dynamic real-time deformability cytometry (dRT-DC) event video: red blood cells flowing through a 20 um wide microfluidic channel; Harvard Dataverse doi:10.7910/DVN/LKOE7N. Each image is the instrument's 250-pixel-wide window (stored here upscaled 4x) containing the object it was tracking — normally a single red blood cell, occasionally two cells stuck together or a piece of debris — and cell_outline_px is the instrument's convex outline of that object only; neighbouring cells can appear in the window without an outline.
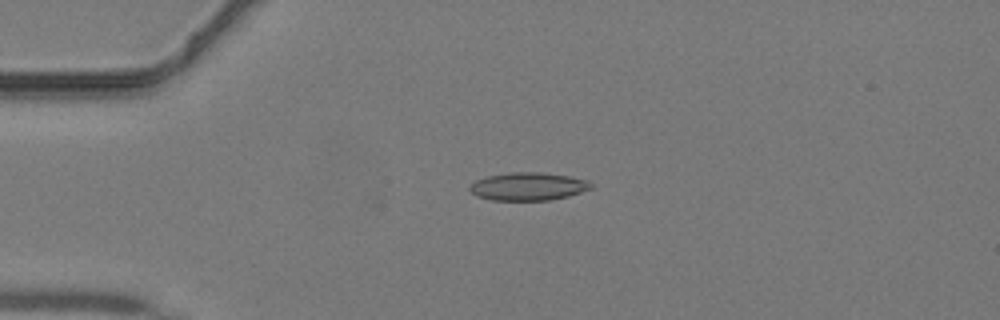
{"species": "common noctule bat (a hibernating species)", "species_latin": "Nyctalus noctula", "temperature_condition": "warm", "stored_images_in_passage": 42, "camera_frame_rate_fps": 3000, "um_per_image_px": 0.085, "animal": {"sex": "male", "body_mass_g": 19.2, "forearm_length_mm": 51.8}, "frame": {"image": 1, "passage_image": 9, "time_ms": 2.667, "image_size_px": [1000, 320], "cell_outline_px": [[592, 188], [568, 196], [548, 200], [492, 200], [476, 196], [468, 188], [476, 180], [488, 176], [508, 172], [540, 172], [568, 176], [588, 180], [592, 184]], "centroid_in_image_um": [44.88, 15.84], "position_along_channel_um": 40.1, "area_um2": 19.65}}
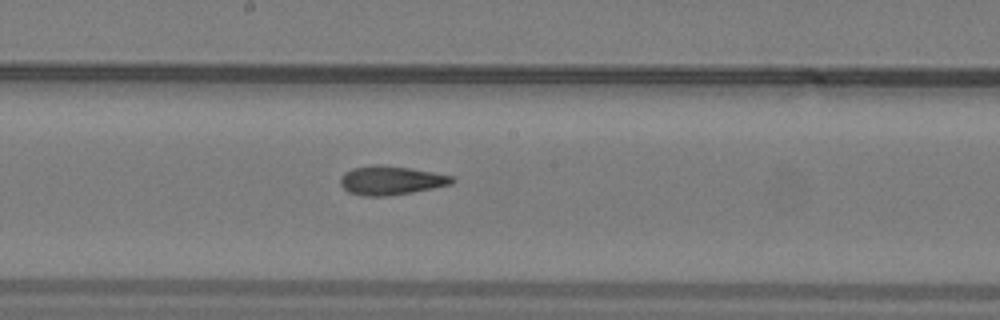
{"frame": {"image": 2, "passage_image": 22, "time_ms": 7.0, "image_size_px": [1000, 320], "cell_outline_px": [[456, 180], [452, 184], [412, 192], [388, 196], [360, 196], [348, 192], [340, 184], [340, 176], [344, 172], [352, 168], [372, 164], [380, 164], [408, 168], [432, 172], [452, 176]], "centroid_in_image_um": [33.18, 15.33], "position_along_channel_um": 215.0, "area_um2": 18.9}}
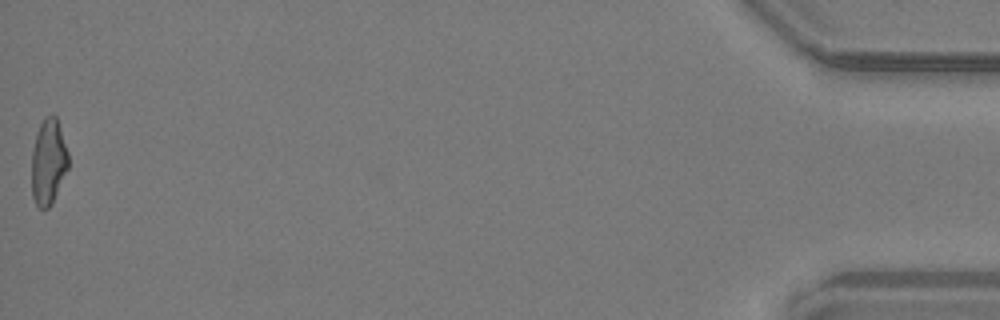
{"frame": {"image": 3, "passage_image": 42, "time_ms": 13.667, "image_size_px": [1000, 320], "cell_outline_px": [[68, 168], [52, 204], [48, 208], [40, 208], [36, 204], [32, 196], [32, 152], [36, 132], [44, 116], [56, 116], [68, 152]], "centroid_in_image_um": [4.11, 13.76], "position_along_channel_um": 431.1, "area_um2": 18.26}}